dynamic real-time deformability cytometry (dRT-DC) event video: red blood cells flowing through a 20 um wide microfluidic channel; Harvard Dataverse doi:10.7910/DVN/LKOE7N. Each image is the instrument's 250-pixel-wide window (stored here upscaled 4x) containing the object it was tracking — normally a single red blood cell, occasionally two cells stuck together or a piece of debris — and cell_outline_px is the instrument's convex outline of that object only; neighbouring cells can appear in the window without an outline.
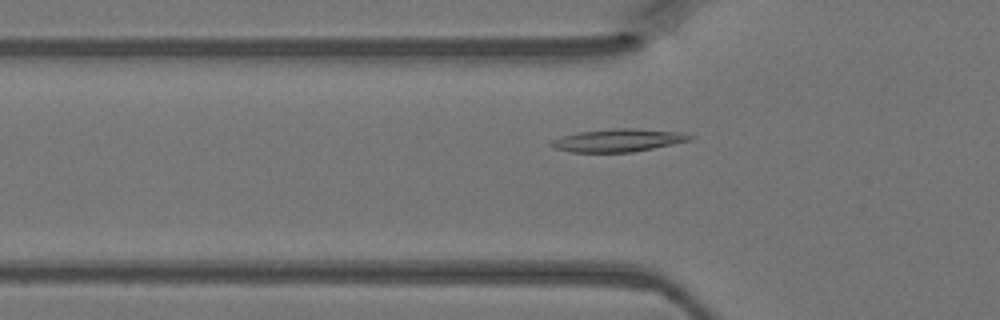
{"species": "Egyptian fruit bat (a non-hibernating species)", "species_latin": "Rousettus aegyptiacus", "temperature_condition": "warm", "stored_images_in_passage": 48, "camera_frame_rate_fps": 3000, "um_per_image_px": 0.085, "animal": {"sex": "female"}, "frame": {"image": 1, "passage_image": 16, "time_ms": 5.0, "image_size_px": [1000, 320], "cell_outline_px": [[696, 136], [692, 140], [632, 152], [572, 152], [552, 148], [548, 144], [552, 140], [564, 136], [580, 132], [612, 128], [632, 128], [684, 132]], "centroid_in_image_um": [52.58, 11.92], "position_along_channel_um": 73.2, "area_um2": 18.5}}
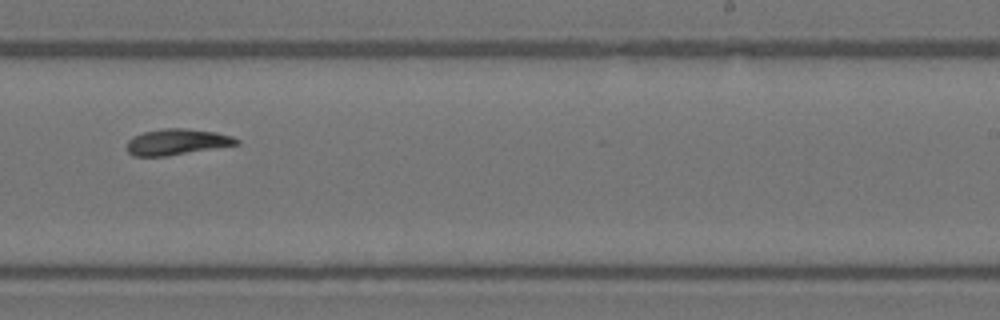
{"frame": {"image": 2, "passage_image": 30, "time_ms": 9.667, "image_size_px": [1000, 320], "cell_outline_px": [[240, 144], [168, 156], [132, 156], [128, 152], [128, 140], [132, 136], [144, 132], [164, 128], [184, 128], [216, 132], [232, 136], [240, 140]], "centroid_in_image_um": [15.05, 12.06], "position_along_channel_um": 274.0, "area_um2": 16.65}}
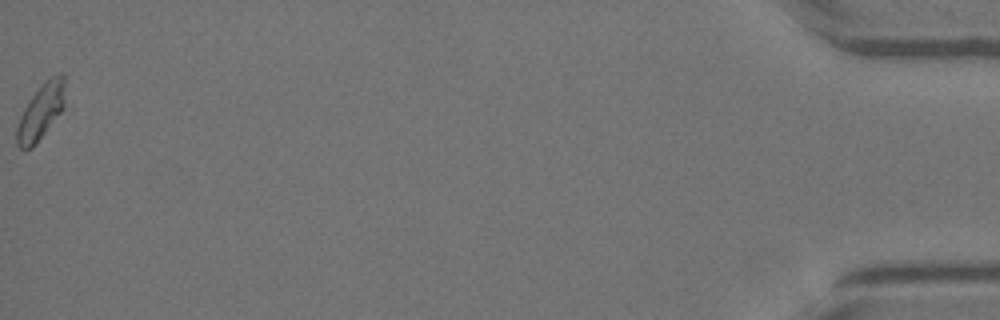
{"frame": {"image": 3, "passage_image": 48, "time_ms": 15.667, "image_size_px": [1000, 320], "cell_outline_px": [[64, 104], [60, 112], [32, 148], [20, 148], [16, 144], [16, 128], [20, 116], [24, 108], [32, 96], [44, 80], [48, 76], [60, 72], [64, 72]], "centroid_in_image_um": [3.47, 9.43], "position_along_channel_um": 431.7, "area_um2": 15.43}}